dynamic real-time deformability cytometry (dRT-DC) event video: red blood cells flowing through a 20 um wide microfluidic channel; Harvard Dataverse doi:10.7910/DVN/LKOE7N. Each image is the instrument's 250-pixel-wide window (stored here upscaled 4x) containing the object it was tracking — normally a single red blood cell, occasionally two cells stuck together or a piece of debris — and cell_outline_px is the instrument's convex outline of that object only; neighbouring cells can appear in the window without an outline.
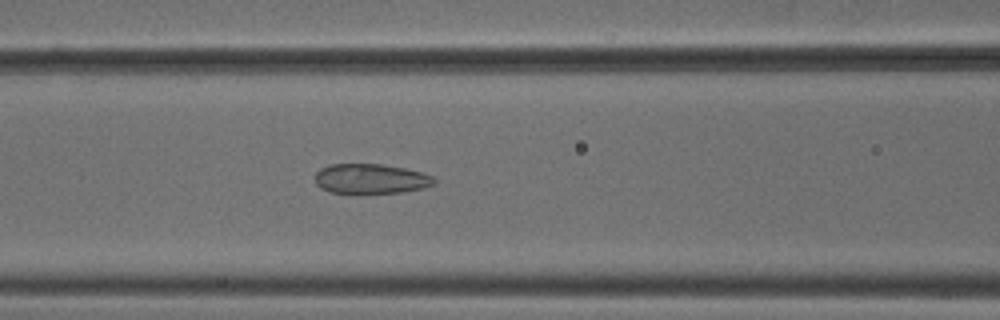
{"species": "common noctule bat (a hibernating species)", "species_latin": "Nyctalus noctula", "temperature_condition": "cold", "stored_images_in_passage": 45, "camera_frame_rate_fps": 3000, "um_per_image_px": 0.085, "animal": {"sex": "male", "body_mass_g": 18.8}, "frame": {"image": 1, "passage_image": 15, "time_ms": 4.667, "image_size_px": [1000, 320], "cell_outline_px": [[436, 184], [424, 188], [404, 192], [328, 192], [320, 188], [316, 184], [316, 172], [320, 168], [328, 164], [380, 164], [404, 168], [420, 172], [432, 176], [436, 180]], "centroid_in_image_um": [31.52, 15.18], "position_along_channel_um": 135.1, "area_um2": 20.58}}
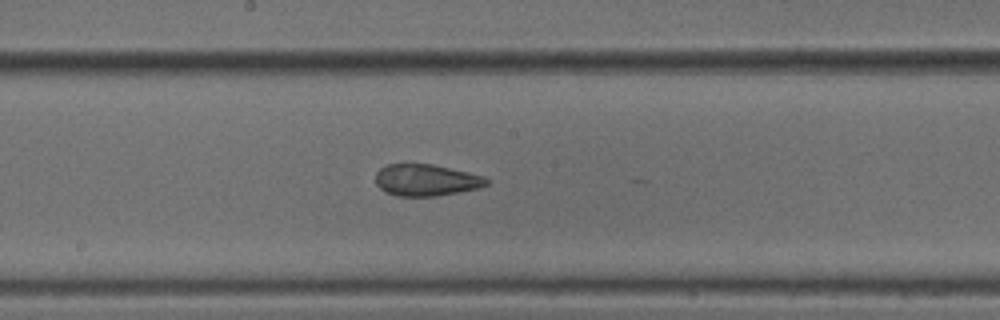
{"frame": {"image": 2, "passage_image": 21, "time_ms": 6.667, "image_size_px": [1000, 320], "cell_outline_px": [[492, 180], [488, 184], [480, 188], [436, 196], [396, 196], [384, 192], [376, 184], [376, 172], [380, 168], [388, 164], [432, 164], [468, 172], [484, 176]], "centroid_in_image_um": [36.24, 15.31], "position_along_channel_um": 212.0, "area_um2": 20.63}}
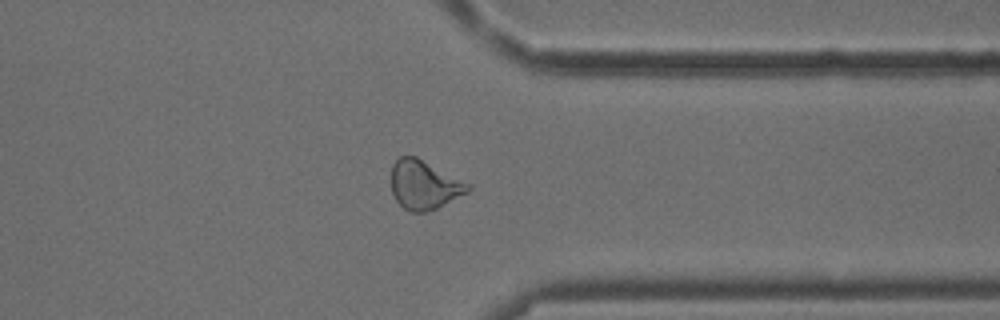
{"frame": {"image": 3, "passage_image": 34, "time_ms": 11.0, "image_size_px": [1000, 320], "cell_outline_px": [[472, 188], [468, 192], [436, 208], [424, 212], [412, 212], [404, 208], [396, 200], [392, 192], [392, 164], [400, 156], [416, 156], [472, 184]], "centroid_in_image_um": [36.07, 15.7], "position_along_channel_um": 375.3, "area_um2": 21.85}}